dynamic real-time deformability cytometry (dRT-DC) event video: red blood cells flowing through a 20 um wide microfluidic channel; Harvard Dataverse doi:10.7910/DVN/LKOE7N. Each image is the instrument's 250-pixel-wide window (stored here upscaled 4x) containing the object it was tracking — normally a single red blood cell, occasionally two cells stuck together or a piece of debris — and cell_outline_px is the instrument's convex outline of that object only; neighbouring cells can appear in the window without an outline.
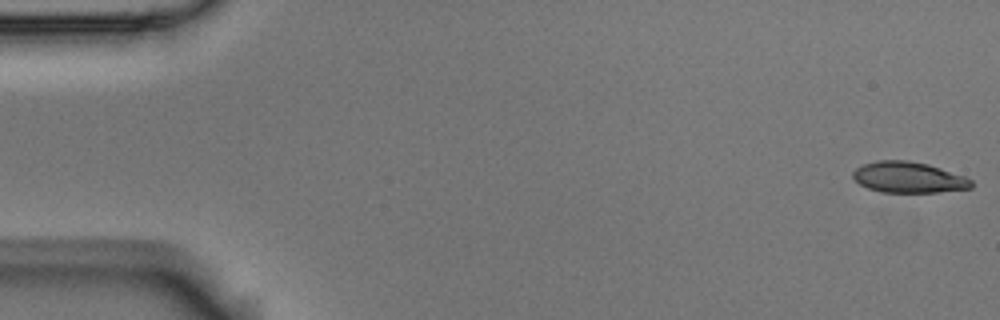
{"species": "Egyptian fruit bat (a non-hibernating species)", "species_latin": "Rousettus aegyptiacus", "temperature_condition": "room temperature", "stored_images_in_passage": 6, "camera_frame_rate_fps": 3000, "um_per_image_px": 0.085, "animal": {"sex": "male"}, "frame": {"image": 1, "passage_image": 1, "time_ms": 0.0, "image_size_px": [1000, 320], "cell_outline_px": [[972, 188], [936, 192], [880, 192], [868, 188], [860, 184], [852, 176], [852, 172], [856, 168], [864, 164], [876, 160], [908, 160], [928, 164], [964, 176], [972, 180]], "centroid_in_image_um": [77.21, 15.07], "position_along_channel_um": 7.8, "area_um2": 21.27}}
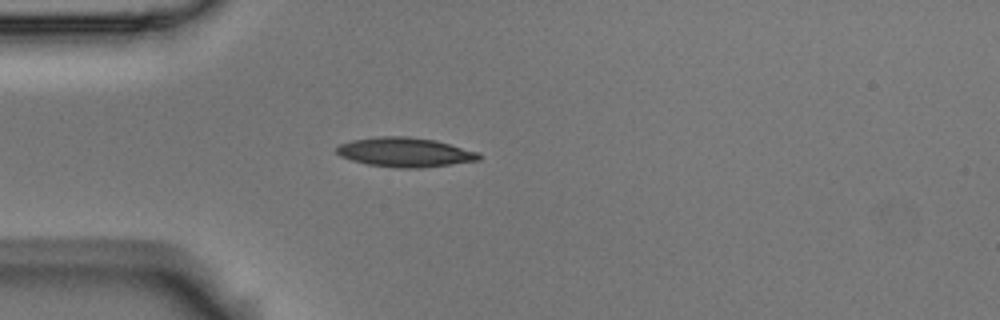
{"frame": {"image": 2, "passage_image": 5, "time_ms": 1.333, "image_size_px": [1000, 320], "cell_outline_px": [[480, 160], [420, 168], [400, 168], [368, 164], [352, 160], [340, 156], [336, 152], [336, 144], [352, 140], [376, 136], [408, 136], [436, 140], [480, 152]], "centroid_in_image_um": [34.41, 12.92], "position_along_channel_um": 50.6, "area_um2": 24.51}}